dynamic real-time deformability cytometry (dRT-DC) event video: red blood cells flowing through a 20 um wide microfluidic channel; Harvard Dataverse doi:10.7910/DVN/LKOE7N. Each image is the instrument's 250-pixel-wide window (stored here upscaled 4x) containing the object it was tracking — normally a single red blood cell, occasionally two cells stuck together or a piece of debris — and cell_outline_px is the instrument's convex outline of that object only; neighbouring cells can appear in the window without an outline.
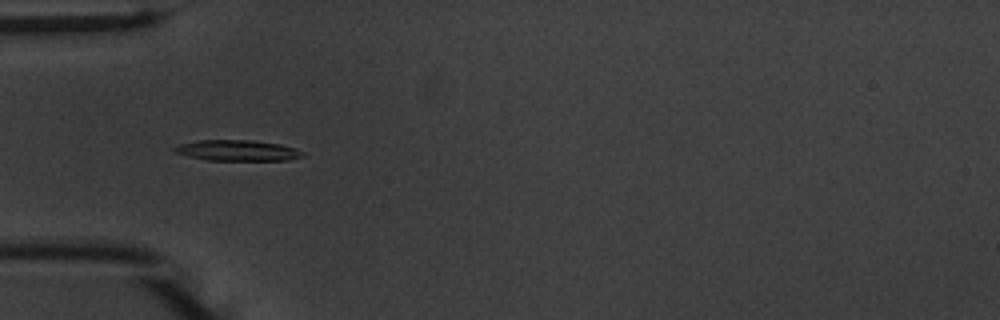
{"species": "common noctule bat (a hibernating species)", "species_latin": "Nyctalus noctula", "temperature_condition": "warm", "stored_images_in_passage": 51, "camera_frame_rate_fps": 3000, "um_per_image_px": 0.085, "animal": {"sex": "male", "body_mass_g": 20.1, "forearm_length_mm": 53.5}, "frame": {"image": 1, "passage_image": 14, "time_ms": 4.333, "image_size_px": [1000, 320], "cell_outline_px": [[308, 156], [288, 160], [208, 160], [188, 156], [176, 152], [172, 148], [180, 144], [200, 140], [252, 140], [280, 144], [296, 148], [304, 152]], "centroid_in_image_um": [20.26, 12.79], "position_along_channel_um": 64.7, "area_um2": 15.55}}
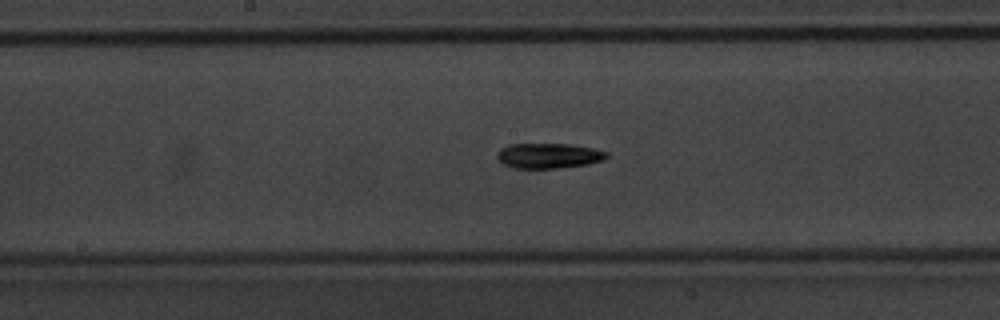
{"frame": {"image": 2, "passage_image": 25, "time_ms": 8.0, "image_size_px": [1000, 320], "cell_outline_px": [[608, 156], [604, 160], [588, 164], [560, 168], [512, 168], [504, 164], [496, 156], [496, 152], [500, 148], [508, 144], [572, 144], [592, 148], [608, 152]], "centroid_in_image_um": [46.62, 13.23], "position_along_channel_um": 201.6, "area_um2": 16.18}}
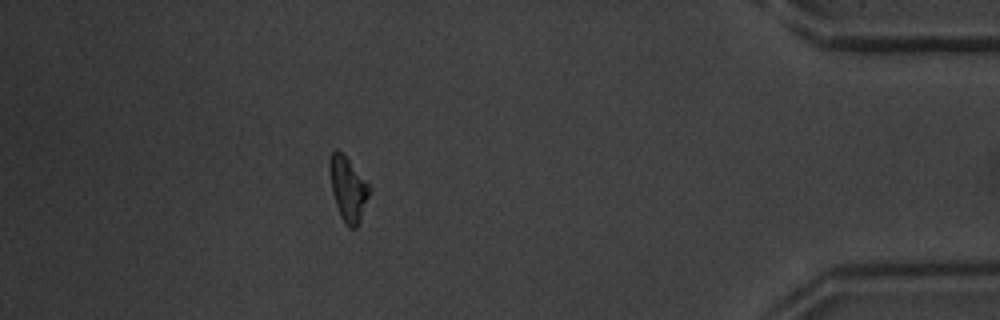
{"frame": {"image": 3, "passage_image": 45, "time_ms": 14.667, "image_size_px": [1000, 320], "cell_outline_px": [[372, 188], [356, 228], [348, 228], [340, 216], [332, 192], [328, 168], [328, 160], [332, 152], [336, 148], [348, 160]], "centroid_in_image_um": [29.56, 16.05], "position_along_channel_um": 405.6, "area_um2": 14.68}, "authors_computed_cell_mechanics": {"area_um2": 15.2592, "velocity_mm_per_s": 3.7426, "shape_relaxation_time_tau1_ms": 2.4221, "shape_relaxation_time_tau2_ms": null, "deformation_change_tau1": 0.2031, "deformation_change_tau2": null}}